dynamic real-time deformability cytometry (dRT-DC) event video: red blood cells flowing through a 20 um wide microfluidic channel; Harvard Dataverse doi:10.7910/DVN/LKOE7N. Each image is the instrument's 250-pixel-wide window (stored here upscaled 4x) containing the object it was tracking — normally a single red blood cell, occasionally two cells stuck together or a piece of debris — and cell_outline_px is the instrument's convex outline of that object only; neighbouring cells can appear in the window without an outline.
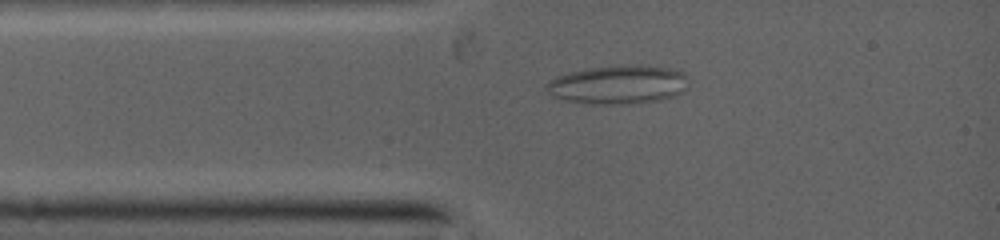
{"species": "common noctule bat (a hibernating species)", "species_latin": "Nyctalus noctula", "temperature_condition": "warm", "stored_images_in_passage": 2, "camera_frame_rate_fps": 5000, "um_per_image_px": 0.085, "animal": {"sex": "female", "body_mass_g": 19.0, "forearm_length_mm": 53.3}, "frame": {"image": 1, "passage_image": 2, "time_ms": 1.2, "image_size_px": [1000, 240], "cell_outline_px": [[684, 92], [672, 96], [656, 100], [624, 104], [596, 104], [568, 100], [552, 96], [548, 88], [548, 84], [556, 76], [588, 68], [660, 68], [680, 72], [684, 76]], "centroid_in_image_um": [52.47, 7.25], "position_along_channel_um": 32.5, "area_um2": 29.82}}